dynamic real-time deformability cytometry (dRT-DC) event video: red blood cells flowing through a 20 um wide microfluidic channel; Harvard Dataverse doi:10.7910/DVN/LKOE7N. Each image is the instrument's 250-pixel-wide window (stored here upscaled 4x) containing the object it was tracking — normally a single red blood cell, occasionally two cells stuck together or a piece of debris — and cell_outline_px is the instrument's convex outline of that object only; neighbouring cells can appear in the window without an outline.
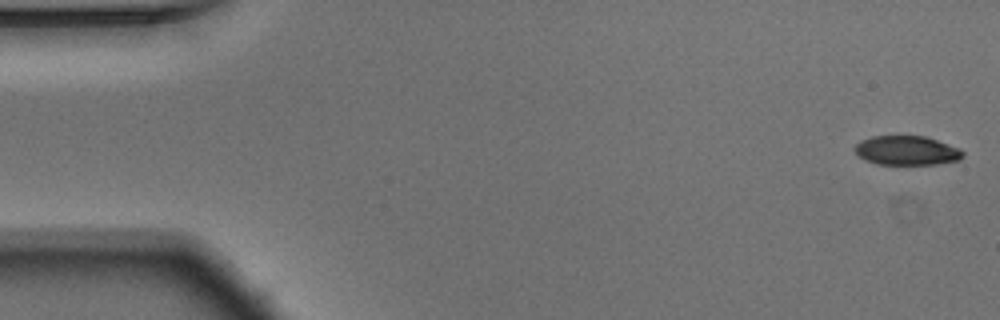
{"species": "Egyptian fruit bat (a non-hibernating species)", "species_latin": "Rousettus aegyptiacus", "temperature_condition": "warm", "stored_images_in_passage": 53, "camera_frame_rate_fps": 3000, "um_per_image_px": 0.085, "animal": {"sex": "male"}, "frame": {"image": 1, "passage_image": 1, "time_ms": 0.0, "image_size_px": [1000, 320], "cell_outline_px": [[964, 156], [960, 160], [936, 164], [876, 164], [864, 160], [852, 148], [860, 140], [872, 136], [924, 136], [960, 148], [964, 152]], "centroid_in_image_um": [77.06, 12.79], "position_along_channel_um": 7.9, "area_um2": 18.5}}
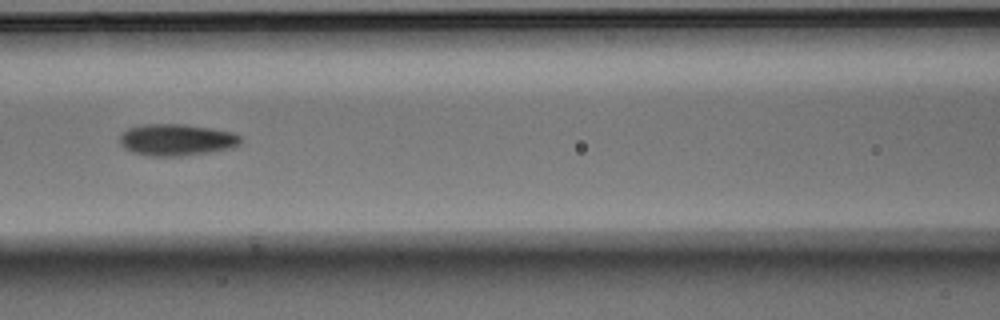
{"frame": {"image": 2, "passage_image": 23, "time_ms": 7.333, "image_size_px": [1000, 320], "cell_outline_px": [[244, 140], [236, 148], [180, 156], [148, 156], [132, 152], [124, 148], [120, 144], [120, 136], [128, 128], [144, 124], [184, 124], [232, 132], [240, 136]], "centroid_in_image_um": [15.03, 11.89], "position_along_channel_um": 151.6, "area_um2": 22.43}}
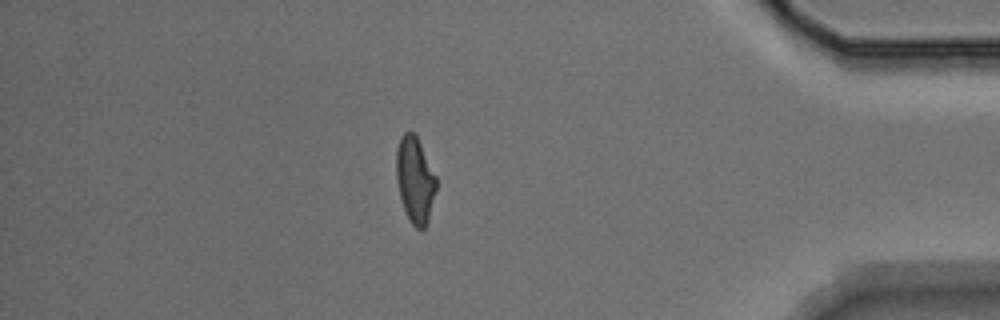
{"frame": {"image": 3, "passage_image": 46, "time_ms": 15.0, "image_size_px": [1000, 320], "cell_outline_px": [[436, 188], [428, 220], [424, 228], [416, 228], [412, 224], [404, 208], [400, 196], [396, 180], [396, 148], [400, 136], [404, 132], [412, 132], [416, 136], [436, 176]], "centroid_in_image_um": [35.25, 15.26], "position_along_channel_um": 399.9, "area_um2": 19.71}, "authors_computed_cell_mechanics": {"area_um2": 20.7502, "velocity_mm_per_s": 3.7502, "shape_relaxation_time_tau1_ms": 4.4909, "shape_relaxation_time_tau2_ms": 3.1175, "deformation_change_tau1": 0.1579, "deformation_change_tau2": 0.0923}}